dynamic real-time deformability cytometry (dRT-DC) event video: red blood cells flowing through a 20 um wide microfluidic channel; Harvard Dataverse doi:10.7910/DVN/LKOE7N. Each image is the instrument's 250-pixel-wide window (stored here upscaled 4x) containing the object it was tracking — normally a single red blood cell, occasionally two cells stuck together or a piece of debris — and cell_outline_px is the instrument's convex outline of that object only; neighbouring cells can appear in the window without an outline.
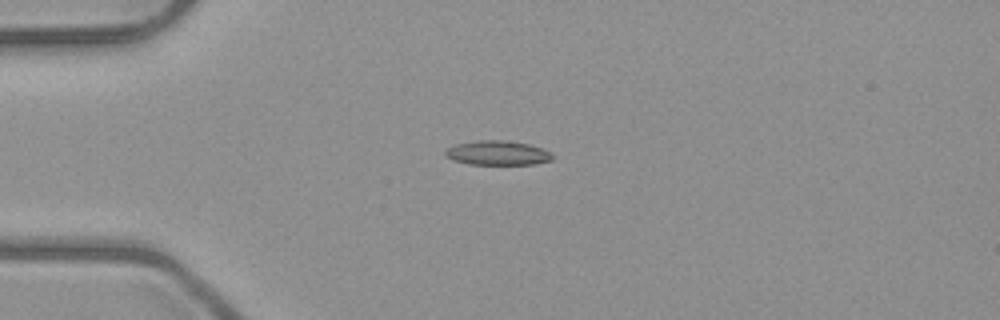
{"species": "common noctule bat (a hibernating species)", "species_latin": "Nyctalus noctula", "temperature_condition": "room temperature", "stored_images_in_passage": 6, "camera_frame_rate_fps": 3000, "um_per_image_px": 0.085, "animal": {"sex": "male", "body_mass_g": 23.1, "forearm_length_mm": 52.7}, "frame": {"image": 1, "passage_image": 3, "time_ms": 2.333, "image_size_px": [1000, 320], "cell_outline_px": [[552, 160], [536, 164], [468, 164], [452, 160], [444, 156], [444, 152], [448, 148], [456, 144], [476, 140], [500, 140], [528, 144], [552, 152]], "centroid_in_image_um": [42.26, 13.0], "position_along_channel_um": 42.7, "area_um2": 15.2}}
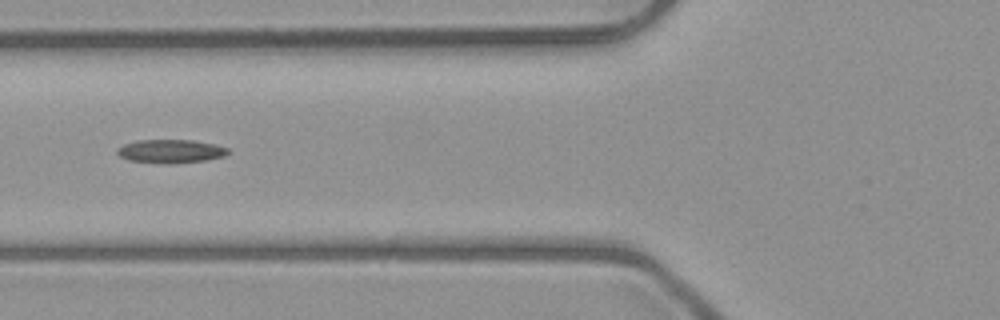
{"frame": {"image": 2, "passage_image": 5, "time_ms": 4.667, "image_size_px": [1000, 320], "cell_outline_px": [[228, 152], [224, 156], [204, 160], [168, 164], [128, 160], [120, 156], [116, 152], [116, 148], [124, 144], [136, 140], [192, 140], [212, 144], [228, 148]], "centroid_in_image_um": [14.44, 12.85], "position_along_channel_um": 111.4, "area_um2": 15.03}}
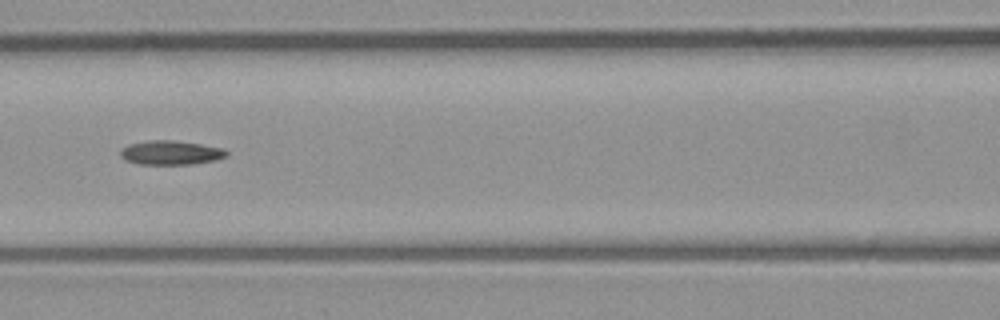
{"frame": {"image": 3, "passage_image": 6, "time_ms": 5.667, "image_size_px": [1000, 320], "cell_outline_px": [[228, 156], [216, 160], [192, 164], [140, 164], [124, 160], [120, 156], [120, 148], [128, 144], [152, 140], [172, 140], [200, 144], [224, 148], [228, 152]], "centroid_in_image_um": [14.51, 12.98], "position_along_channel_um": 152.1, "area_um2": 15.03}}